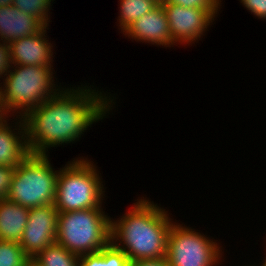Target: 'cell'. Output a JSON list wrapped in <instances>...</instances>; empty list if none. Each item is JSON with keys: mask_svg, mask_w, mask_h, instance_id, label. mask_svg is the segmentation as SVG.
Returning a JSON list of instances; mask_svg holds the SVG:
<instances>
[{"mask_svg": "<svg viewBox=\"0 0 266 266\" xmlns=\"http://www.w3.org/2000/svg\"><path fill=\"white\" fill-rule=\"evenodd\" d=\"M92 88L87 84L62 87L23 117L30 153L49 155L51 147L77 142L91 125L110 114L116 103L114 95L108 97Z\"/></svg>", "mask_w": 266, "mask_h": 266, "instance_id": "1", "label": "cell"}, {"mask_svg": "<svg viewBox=\"0 0 266 266\" xmlns=\"http://www.w3.org/2000/svg\"><path fill=\"white\" fill-rule=\"evenodd\" d=\"M142 198L123 216L111 219V243L122 250L129 261L166 256L169 229L174 222L166 209Z\"/></svg>", "mask_w": 266, "mask_h": 266, "instance_id": "2", "label": "cell"}, {"mask_svg": "<svg viewBox=\"0 0 266 266\" xmlns=\"http://www.w3.org/2000/svg\"><path fill=\"white\" fill-rule=\"evenodd\" d=\"M53 69L47 65L11 66L0 83L1 104L7 117H24L62 88L53 80Z\"/></svg>", "mask_w": 266, "mask_h": 266, "instance_id": "3", "label": "cell"}, {"mask_svg": "<svg viewBox=\"0 0 266 266\" xmlns=\"http://www.w3.org/2000/svg\"><path fill=\"white\" fill-rule=\"evenodd\" d=\"M59 169L55 208L60 212L102 208L105 189L91 159L74 158Z\"/></svg>", "mask_w": 266, "mask_h": 266, "instance_id": "4", "label": "cell"}, {"mask_svg": "<svg viewBox=\"0 0 266 266\" xmlns=\"http://www.w3.org/2000/svg\"><path fill=\"white\" fill-rule=\"evenodd\" d=\"M111 217L103 208L60 212L56 243L82 256L99 252L111 242Z\"/></svg>", "mask_w": 266, "mask_h": 266, "instance_id": "5", "label": "cell"}, {"mask_svg": "<svg viewBox=\"0 0 266 266\" xmlns=\"http://www.w3.org/2000/svg\"><path fill=\"white\" fill-rule=\"evenodd\" d=\"M49 155L30 153L16 168L7 199L26 208L55 203L59 170Z\"/></svg>", "mask_w": 266, "mask_h": 266, "instance_id": "6", "label": "cell"}, {"mask_svg": "<svg viewBox=\"0 0 266 266\" xmlns=\"http://www.w3.org/2000/svg\"><path fill=\"white\" fill-rule=\"evenodd\" d=\"M222 247L194 228L173 222L169 229L166 258L170 266H218Z\"/></svg>", "mask_w": 266, "mask_h": 266, "instance_id": "7", "label": "cell"}, {"mask_svg": "<svg viewBox=\"0 0 266 266\" xmlns=\"http://www.w3.org/2000/svg\"><path fill=\"white\" fill-rule=\"evenodd\" d=\"M169 23V31L175 44H195L208 31L214 18L206 11L197 8H186L170 3L163 4Z\"/></svg>", "mask_w": 266, "mask_h": 266, "instance_id": "8", "label": "cell"}, {"mask_svg": "<svg viewBox=\"0 0 266 266\" xmlns=\"http://www.w3.org/2000/svg\"><path fill=\"white\" fill-rule=\"evenodd\" d=\"M122 33L140 43L145 42L164 47L176 45L171 38L163 5H157L153 10L134 21Z\"/></svg>", "mask_w": 266, "mask_h": 266, "instance_id": "9", "label": "cell"}, {"mask_svg": "<svg viewBox=\"0 0 266 266\" xmlns=\"http://www.w3.org/2000/svg\"><path fill=\"white\" fill-rule=\"evenodd\" d=\"M47 27L35 35L11 41L10 59L12 65L53 66V45L47 40ZM46 34V35H45Z\"/></svg>", "mask_w": 266, "mask_h": 266, "instance_id": "10", "label": "cell"}, {"mask_svg": "<svg viewBox=\"0 0 266 266\" xmlns=\"http://www.w3.org/2000/svg\"><path fill=\"white\" fill-rule=\"evenodd\" d=\"M0 118V166L17 167L29 154L23 117ZM18 118V119H17ZM8 120V121H7ZM9 123V124H8ZM11 124H15L14 126ZM14 128V129H13Z\"/></svg>", "mask_w": 266, "mask_h": 266, "instance_id": "11", "label": "cell"}, {"mask_svg": "<svg viewBox=\"0 0 266 266\" xmlns=\"http://www.w3.org/2000/svg\"><path fill=\"white\" fill-rule=\"evenodd\" d=\"M45 26L35 17L11 5L0 7V40L11 41L37 34Z\"/></svg>", "mask_w": 266, "mask_h": 266, "instance_id": "12", "label": "cell"}, {"mask_svg": "<svg viewBox=\"0 0 266 266\" xmlns=\"http://www.w3.org/2000/svg\"><path fill=\"white\" fill-rule=\"evenodd\" d=\"M29 208L10 200H0V241L19 243L27 225Z\"/></svg>", "mask_w": 266, "mask_h": 266, "instance_id": "13", "label": "cell"}, {"mask_svg": "<svg viewBox=\"0 0 266 266\" xmlns=\"http://www.w3.org/2000/svg\"><path fill=\"white\" fill-rule=\"evenodd\" d=\"M57 229L25 228L19 241L24 253L32 259L38 252L56 242Z\"/></svg>", "mask_w": 266, "mask_h": 266, "instance_id": "14", "label": "cell"}, {"mask_svg": "<svg viewBox=\"0 0 266 266\" xmlns=\"http://www.w3.org/2000/svg\"><path fill=\"white\" fill-rule=\"evenodd\" d=\"M31 261L37 266H80L79 256L56 242L38 252Z\"/></svg>", "mask_w": 266, "mask_h": 266, "instance_id": "15", "label": "cell"}, {"mask_svg": "<svg viewBox=\"0 0 266 266\" xmlns=\"http://www.w3.org/2000/svg\"><path fill=\"white\" fill-rule=\"evenodd\" d=\"M80 266H128V256L111 242L99 252L79 257Z\"/></svg>", "mask_w": 266, "mask_h": 266, "instance_id": "16", "label": "cell"}, {"mask_svg": "<svg viewBox=\"0 0 266 266\" xmlns=\"http://www.w3.org/2000/svg\"><path fill=\"white\" fill-rule=\"evenodd\" d=\"M120 9L117 22L119 30L123 32L129 25L144 14L153 10L158 4L153 0H119Z\"/></svg>", "mask_w": 266, "mask_h": 266, "instance_id": "17", "label": "cell"}, {"mask_svg": "<svg viewBox=\"0 0 266 266\" xmlns=\"http://www.w3.org/2000/svg\"><path fill=\"white\" fill-rule=\"evenodd\" d=\"M58 214L54 204L30 208L25 228L57 229Z\"/></svg>", "mask_w": 266, "mask_h": 266, "instance_id": "18", "label": "cell"}, {"mask_svg": "<svg viewBox=\"0 0 266 266\" xmlns=\"http://www.w3.org/2000/svg\"><path fill=\"white\" fill-rule=\"evenodd\" d=\"M54 0H13L12 6L37 18L45 27L49 26L51 2ZM49 12V13H48Z\"/></svg>", "mask_w": 266, "mask_h": 266, "instance_id": "19", "label": "cell"}, {"mask_svg": "<svg viewBox=\"0 0 266 266\" xmlns=\"http://www.w3.org/2000/svg\"><path fill=\"white\" fill-rule=\"evenodd\" d=\"M29 260L19 243L0 241V266H24Z\"/></svg>", "mask_w": 266, "mask_h": 266, "instance_id": "20", "label": "cell"}, {"mask_svg": "<svg viewBox=\"0 0 266 266\" xmlns=\"http://www.w3.org/2000/svg\"><path fill=\"white\" fill-rule=\"evenodd\" d=\"M221 0H167L165 3L179 5L186 8H197L208 12L214 19L221 9Z\"/></svg>", "mask_w": 266, "mask_h": 266, "instance_id": "21", "label": "cell"}, {"mask_svg": "<svg viewBox=\"0 0 266 266\" xmlns=\"http://www.w3.org/2000/svg\"><path fill=\"white\" fill-rule=\"evenodd\" d=\"M14 173L15 167L0 166V200L7 198Z\"/></svg>", "mask_w": 266, "mask_h": 266, "instance_id": "22", "label": "cell"}, {"mask_svg": "<svg viewBox=\"0 0 266 266\" xmlns=\"http://www.w3.org/2000/svg\"><path fill=\"white\" fill-rule=\"evenodd\" d=\"M242 5L246 7L251 14L258 19L266 20V0H240Z\"/></svg>", "mask_w": 266, "mask_h": 266, "instance_id": "23", "label": "cell"}, {"mask_svg": "<svg viewBox=\"0 0 266 266\" xmlns=\"http://www.w3.org/2000/svg\"><path fill=\"white\" fill-rule=\"evenodd\" d=\"M12 64L10 59V47L6 42L0 40V78L5 77ZM4 75V76H3Z\"/></svg>", "mask_w": 266, "mask_h": 266, "instance_id": "24", "label": "cell"}, {"mask_svg": "<svg viewBox=\"0 0 266 266\" xmlns=\"http://www.w3.org/2000/svg\"><path fill=\"white\" fill-rule=\"evenodd\" d=\"M128 266H170L166 256L158 259L129 261Z\"/></svg>", "mask_w": 266, "mask_h": 266, "instance_id": "25", "label": "cell"}, {"mask_svg": "<svg viewBox=\"0 0 266 266\" xmlns=\"http://www.w3.org/2000/svg\"><path fill=\"white\" fill-rule=\"evenodd\" d=\"M13 3V0H0V7L9 6Z\"/></svg>", "mask_w": 266, "mask_h": 266, "instance_id": "26", "label": "cell"}, {"mask_svg": "<svg viewBox=\"0 0 266 266\" xmlns=\"http://www.w3.org/2000/svg\"><path fill=\"white\" fill-rule=\"evenodd\" d=\"M2 117H6V114L4 113V109H3L2 104H1V91H0V118H2Z\"/></svg>", "mask_w": 266, "mask_h": 266, "instance_id": "27", "label": "cell"}, {"mask_svg": "<svg viewBox=\"0 0 266 266\" xmlns=\"http://www.w3.org/2000/svg\"><path fill=\"white\" fill-rule=\"evenodd\" d=\"M158 5H163L167 0H153Z\"/></svg>", "mask_w": 266, "mask_h": 266, "instance_id": "28", "label": "cell"}, {"mask_svg": "<svg viewBox=\"0 0 266 266\" xmlns=\"http://www.w3.org/2000/svg\"><path fill=\"white\" fill-rule=\"evenodd\" d=\"M25 266H37L36 264H34L31 259L25 264Z\"/></svg>", "mask_w": 266, "mask_h": 266, "instance_id": "29", "label": "cell"}, {"mask_svg": "<svg viewBox=\"0 0 266 266\" xmlns=\"http://www.w3.org/2000/svg\"><path fill=\"white\" fill-rule=\"evenodd\" d=\"M264 261H262L263 263H262V265L261 266H266V257H265V259H263ZM245 266H247V265H245ZM251 266H253V265H251ZM254 266H256V265H254Z\"/></svg>", "mask_w": 266, "mask_h": 266, "instance_id": "30", "label": "cell"}]
</instances>
